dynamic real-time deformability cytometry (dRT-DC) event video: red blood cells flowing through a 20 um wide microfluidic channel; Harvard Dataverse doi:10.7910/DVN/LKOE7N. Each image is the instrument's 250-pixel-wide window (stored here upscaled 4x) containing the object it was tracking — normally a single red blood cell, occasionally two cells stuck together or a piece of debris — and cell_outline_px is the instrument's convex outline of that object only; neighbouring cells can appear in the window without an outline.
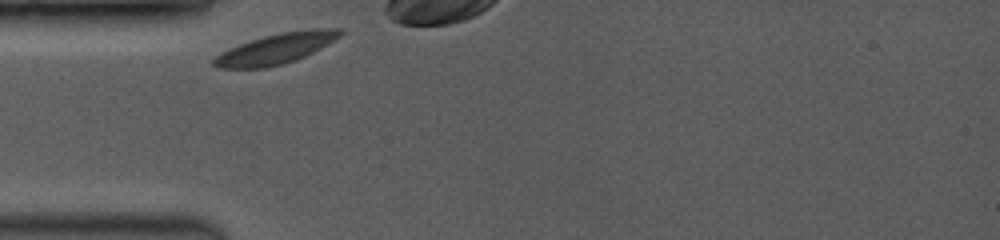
{"species": "common noctule bat (a hibernating species)", "species_latin": "Nyctalus noctula", "temperature_condition": "room temperature", "stored_images_in_passage": 33, "camera_frame_rate_fps": 3500, "um_per_image_px": 0.085, "animal": {"sex": "female", "body_mass_g": 19.0, "forearm_length_mm": 53.3}, "frame": {"image": 1, "passage_image": 1, "time_ms": 0.0, "image_size_px": [1000, 240], "cell_outline_px": [[344, 32], [340, 36], [328, 44], [296, 60], [284, 64], [264, 68], [220, 68], [212, 64], [212, 60], [220, 52], [240, 44], [264, 36], [280, 32], [316, 28], [344, 28]], "centroid_in_image_um": [23.48, 4.13], "position_along_channel_um": 61.5, "area_um2": 22.31}}
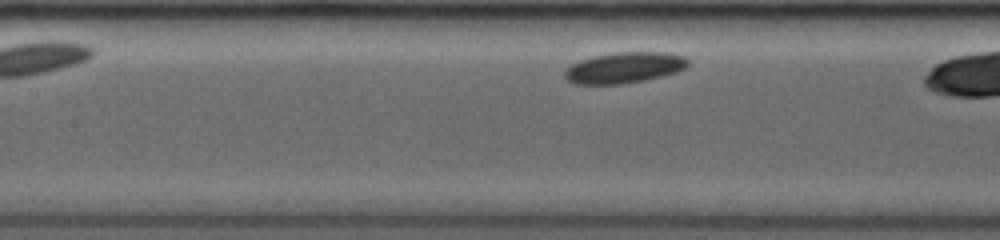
{"frame": {"image": 2, "passage_image": 10, "time_ms": 2.571, "image_size_px": [1000, 240], "cell_outline_px": [[688, 64], [684, 68], [676, 72], [644, 80], [620, 84], [576, 84], [568, 80], [564, 76], [564, 68], [580, 60], [592, 56], [616, 52], [664, 52], [684, 56], [688, 60]], "centroid_in_image_um": [53.02, 5.74], "position_along_channel_um": 154.4, "area_um2": 22.14}}
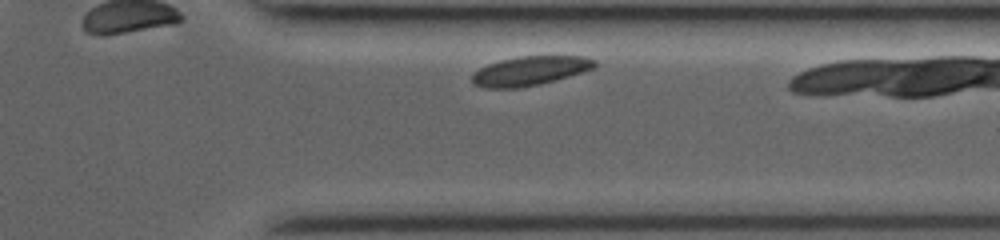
{"frame": {"image": 3, "passage_image": 30, "time_ms": 8.286, "image_size_px": [1000, 240], "cell_outline_px": [[596, 64], [592, 68], [556, 80], [540, 84], [516, 88], [484, 88], [472, 84], [472, 72], [488, 64], [500, 60], [520, 56], [584, 56], [596, 60]], "centroid_in_image_um": [44.99, 6.02], "position_along_channel_um": 366.4, "area_um2": 20.81}}